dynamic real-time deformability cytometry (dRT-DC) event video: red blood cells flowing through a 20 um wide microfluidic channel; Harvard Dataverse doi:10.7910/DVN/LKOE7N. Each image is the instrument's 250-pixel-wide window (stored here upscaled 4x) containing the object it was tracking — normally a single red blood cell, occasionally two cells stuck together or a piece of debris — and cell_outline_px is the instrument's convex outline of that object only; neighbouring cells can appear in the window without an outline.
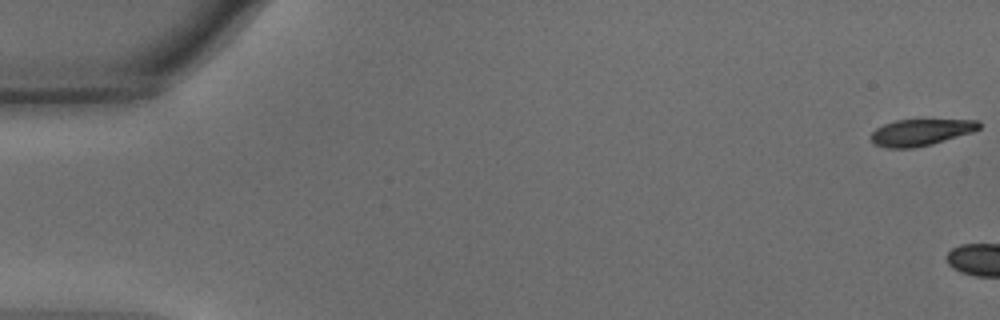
{"species": "common noctule bat (a hibernating species)", "species_latin": "Nyctalus noctula", "temperature_condition": "warm", "stored_images_in_passage": 5, "camera_frame_rate_fps": 3000, "um_per_image_px": 0.085, "animal": {"sex": "male", "body_mass_g": 15.6}, "frame": {"image": 1, "passage_image": 1, "time_ms": 0.0, "image_size_px": [1000, 320], "cell_outline_px": [[980, 128], [972, 132], [932, 144], [912, 148], [888, 148], [872, 144], [872, 132], [876, 128], [884, 124], [896, 120], [980, 120]], "centroid_in_image_um": [78.25, 11.25], "position_along_channel_um": 6.7, "area_um2": 16.59}}